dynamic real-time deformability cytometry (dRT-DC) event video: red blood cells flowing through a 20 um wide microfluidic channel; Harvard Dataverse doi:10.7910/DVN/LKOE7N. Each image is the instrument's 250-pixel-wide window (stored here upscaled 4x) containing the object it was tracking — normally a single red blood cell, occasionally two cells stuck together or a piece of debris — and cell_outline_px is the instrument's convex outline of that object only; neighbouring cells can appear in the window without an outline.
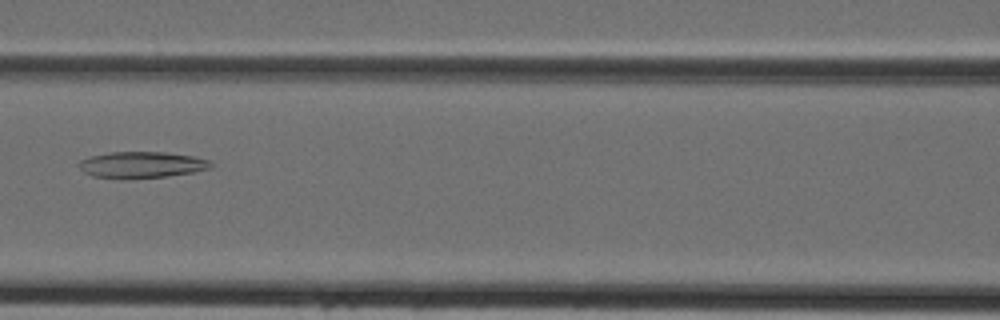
{"species": "Egyptian fruit bat (a non-hibernating species)", "species_latin": "Rousettus aegyptiacus", "temperature_condition": "cold", "stored_images_in_passage": 40, "camera_frame_rate_fps": 3000, "um_per_image_px": 0.085, "animal": {"sex": "female"}, "frame": {"image": 1, "passage_image": 15, "time_ms": 4.667, "image_size_px": [1000, 320], "cell_outline_px": [[216, 164], [212, 168], [192, 172], [168, 176], [120, 180], [92, 176], [84, 172], [76, 164], [80, 160], [92, 156], [112, 152], [164, 152], [192, 156], [208, 160]], "centroid_in_image_um": [12.03, 14.03], "position_along_channel_um": 154.6, "area_um2": 20.52}}
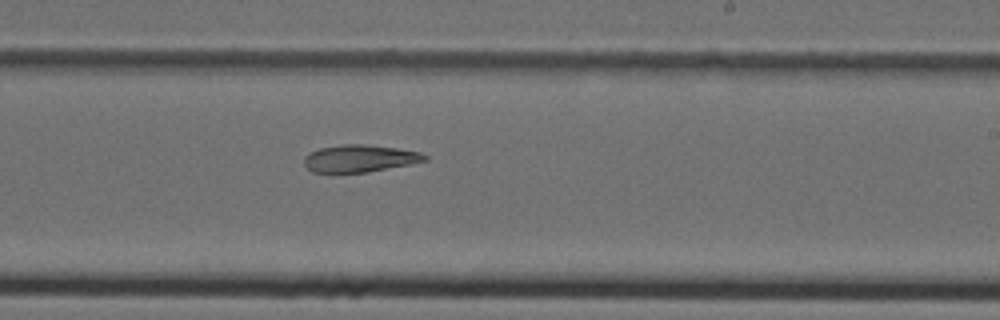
{"frame": {"image": 2, "passage_image": 22, "time_ms": 7.0, "image_size_px": [1000, 320], "cell_outline_px": [[428, 160], [368, 172], [332, 176], [312, 172], [304, 164], [304, 156], [320, 148], [340, 144], [368, 144], [396, 148], [420, 152], [428, 156]], "centroid_in_image_um": [30.5, 13.51], "position_along_channel_um": 258.5, "area_um2": 19.83}}
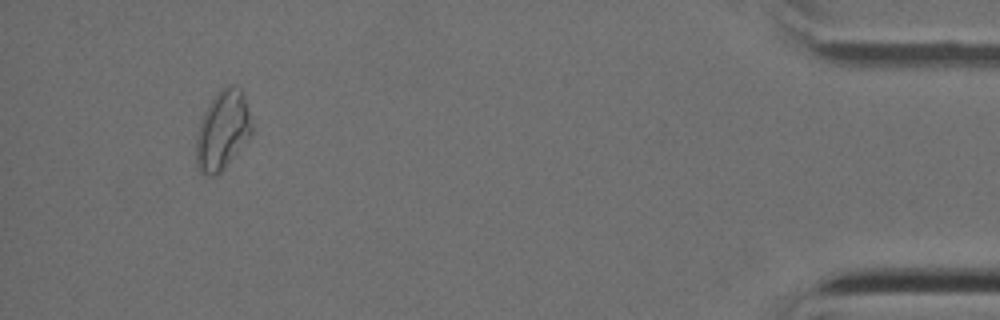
{"frame": {"image": 3, "passage_image": 37, "time_ms": 12.0, "image_size_px": [1000, 320], "cell_outline_px": [[252, 132], [220, 172], [216, 176], [204, 176], [200, 172], [196, 164], [196, 136], [200, 120], [208, 104], [220, 88], [228, 84], [236, 84], [240, 88], [244, 96], [252, 124]], "centroid_in_image_um": [18.88, 11.05], "position_along_channel_um": 416.3, "area_um2": 25.49}}